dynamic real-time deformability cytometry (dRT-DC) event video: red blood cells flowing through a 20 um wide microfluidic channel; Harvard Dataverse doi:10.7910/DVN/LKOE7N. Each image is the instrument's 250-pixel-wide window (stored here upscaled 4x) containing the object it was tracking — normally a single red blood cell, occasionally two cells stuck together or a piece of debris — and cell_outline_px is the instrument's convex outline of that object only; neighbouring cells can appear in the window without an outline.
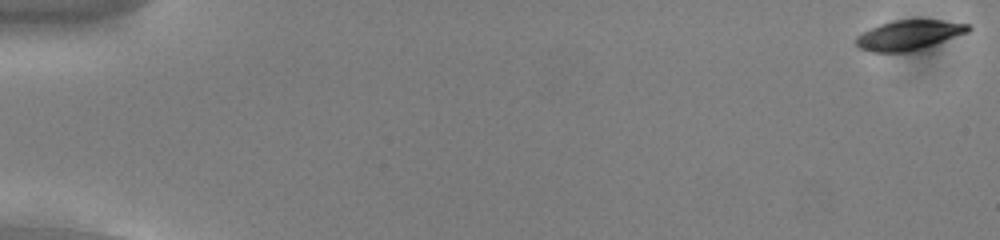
{"species": "common noctule bat (a hibernating species)", "species_latin": "Nyctalus noctula", "temperature_condition": "cold", "stored_images_in_passage": 54, "camera_frame_rate_fps": 3000, "um_per_image_px": 0.085, "animal": {"sex": "male", "body_mass_g": 13.0, "forearm_length_mm": 53.1}, "frame": {"image": 1, "passage_image": 1, "time_ms": 0.0, "image_size_px": [1000, 240], "cell_outline_px": [[972, 28], [968, 32], [908, 52], [868, 52], [856, 48], [856, 36], [868, 28], [880, 24], [896, 20], [940, 20], [972, 24]], "centroid_in_image_um": [77.2, 2.98], "position_along_channel_um": 7.8, "area_um2": 19.42}}
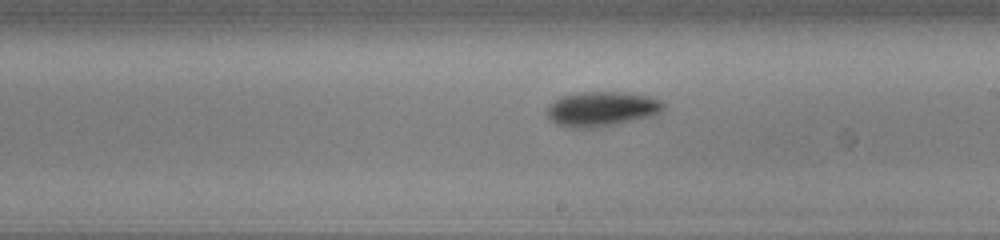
{"frame": {"image": 2, "passage_image": 32, "time_ms": 10.333, "image_size_px": [1000, 240], "cell_outline_px": [[664, 108], [660, 112], [652, 116], [592, 128], [572, 128], [556, 124], [548, 116], [548, 104], [560, 96], [584, 92], [624, 92], [648, 96], [660, 100], [664, 104]], "centroid_in_image_um": [51.13, 9.25], "position_along_channel_um": 237.9, "area_um2": 23.35}}
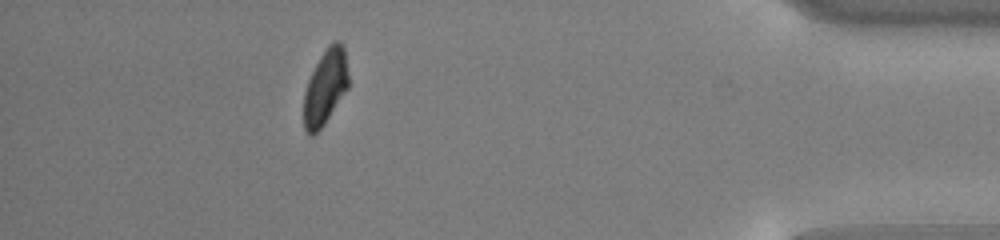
{"frame": {"image": 3, "passage_image": 49, "time_ms": 16.0, "image_size_px": [1000, 240], "cell_outline_px": [[348, 88], [324, 124], [312, 136], [308, 136], [304, 132], [304, 92], [308, 80], [320, 56], [328, 44], [332, 40], [340, 40], [344, 48], [348, 76]], "centroid_in_image_um": [27.64, 7.4], "position_along_channel_um": 407.6, "area_um2": 19.59}, "authors_computed_cell_mechanics": {"area_um2": 20.8658, "velocity_mm_per_s": 3.8404, "shape_relaxation_time_tau1_ms": 1.9238, "shape_relaxation_time_tau2_ms": null, "deformation_change_tau1": 0.1213, "deformation_change_tau2": null}}